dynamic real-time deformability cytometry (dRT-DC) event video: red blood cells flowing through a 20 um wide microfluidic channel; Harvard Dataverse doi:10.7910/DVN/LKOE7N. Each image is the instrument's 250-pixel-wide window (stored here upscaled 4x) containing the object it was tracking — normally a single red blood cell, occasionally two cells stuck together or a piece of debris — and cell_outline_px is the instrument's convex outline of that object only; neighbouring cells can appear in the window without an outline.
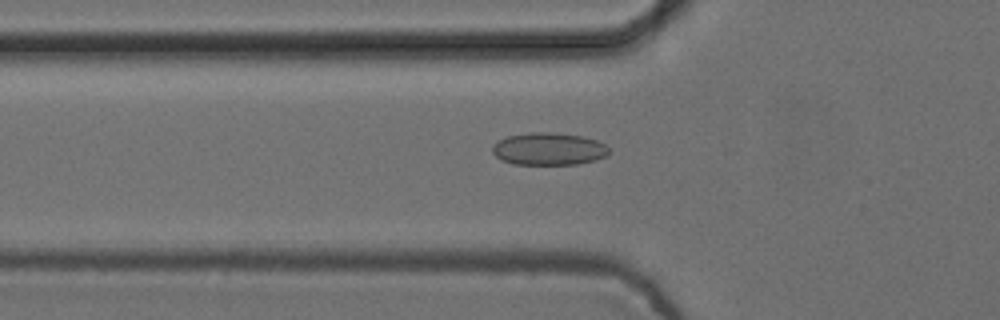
{"species": "common noctule bat (a hibernating species)", "species_latin": "Nyctalus noctula", "temperature_condition": "cold", "stored_images_in_passage": 30, "camera_frame_rate_fps": 3000, "um_per_image_px": 0.085, "animal": {"sex": "female", "body_mass_g": 24.6, "forearm_length_mm": 56.2}, "frame": {"image": 1, "passage_image": 19, "time_ms": 6.0, "image_size_px": [1000, 320], "cell_outline_px": [[608, 156], [596, 160], [576, 164], [512, 164], [500, 160], [492, 152], [492, 144], [504, 136], [532, 132], [552, 132], [580, 136], [596, 140], [604, 144], [608, 148]], "centroid_in_image_um": [46.59, 12.66], "position_along_channel_um": 79.2, "area_um2": 22.2}}
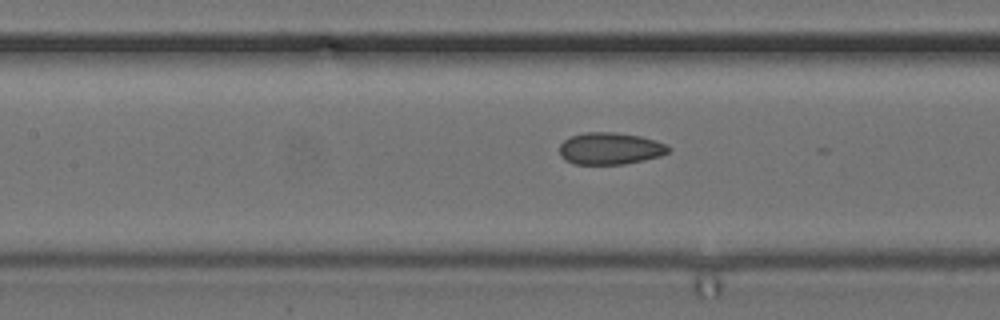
{"frame": {"image": 2, "passage_image": 25, "time_ms": 8.0, "image_size_px": [1000, 320], "cell_outline_px": [[672, 148], [668, 152], [660, 156], [644, 160], [624, 164], [572, 164], [564, 160], [560, 156], [560, 144], [564, 140], [572, 136], [584, 132], [616, 132], [640, 136], [656, 140], [668, 144]], "centroid_in_image_um": [51.87, 12.62], "position_along_channel_um": 155.5, "area_um2": 20.52}}
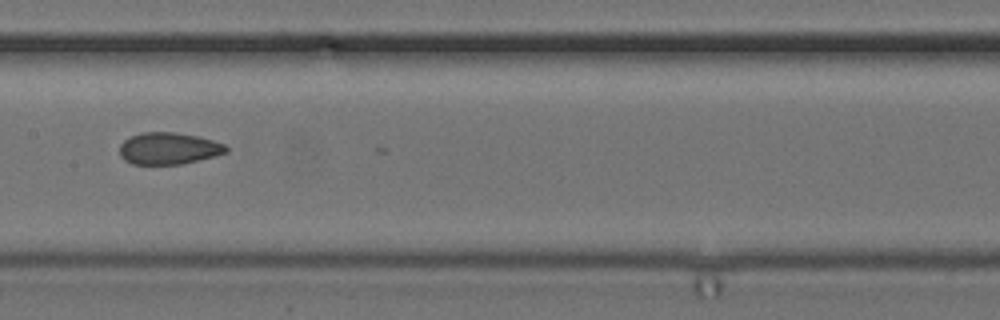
{"frame": {"image": 3, "passage_image": 28, "time_ms": 9.0, "image_size_px": [1000, 320], "cell_outline_px": [[228, 152], [216, 156], [180, 164], [132, 164], [124, 160], [120, 156], [120, 144], [124, 140], [140, 132], [176, 132], [196, 136], [212, 140], [224, 144], [228, 148]], "centroid_in_image_um": [14.32, 12.62], "position_along_channel_um": 193.1, "area_um2": 19.77}}